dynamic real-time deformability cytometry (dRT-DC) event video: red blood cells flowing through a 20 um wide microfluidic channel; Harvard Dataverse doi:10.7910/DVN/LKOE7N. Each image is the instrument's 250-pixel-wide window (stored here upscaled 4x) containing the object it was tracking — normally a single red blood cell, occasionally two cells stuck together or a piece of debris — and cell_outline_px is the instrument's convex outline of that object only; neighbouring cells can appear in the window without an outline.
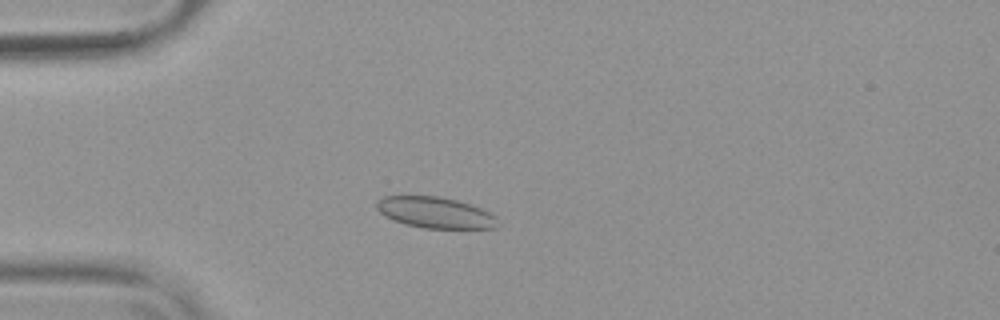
{"species": "common noctule bat (a hibernating species)", "species_latin": "Nyctalus noctula", "temperature_condition": "warm", "stored_images_in_passage": 47, "camera_frame_rate_fps": 3000, "um_per_image_px": 0.085, "animal": {"sex": "female", "body_mass_g": 19.9}, "frame": {"image": 1, "passage_image": 8, "time_ms": 2.333, "image_size_px": [1000, 320], "cell_outline_px": [[496, 228], [424, 228], [404, 224], [380, 212], [376, 208], [376, 200], [384, 196], [440, 196], [456, 200], [480, 208], [496, 216]], "centroid_in_image_um": [36.97, 18.06], "position_along_channel_um": 48.0, "area_um2": 21.62}}
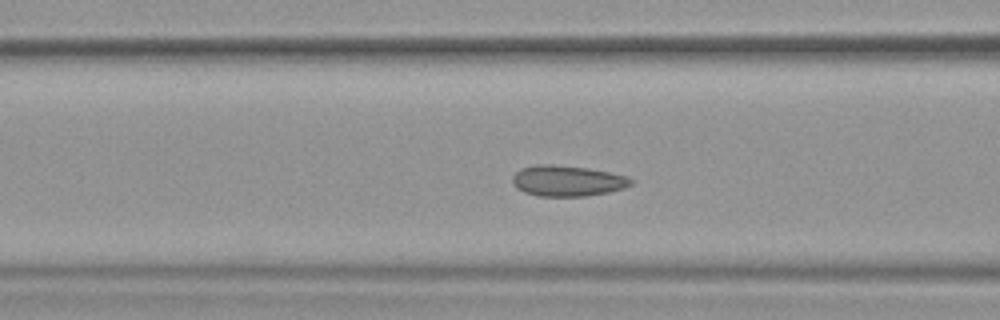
{"frame": {"image": 2, "passage_image": 15, "time_ms": 4.667, "image_size_px": [1000, 320], "cell_outline_px": [[632, 184], [624, 188], [608, 192], [588, 196], [536, 196], [524, 192], [516, 188], [512, 184], [512, 176], [520, 168], [536, 164], [552, 164], [588, 168], [628, 176], [632, 180]], "centroid_in_image_um": [48.19, 15.37], "position_along_channel_um": 118.4, "area_um2": 21.44}}
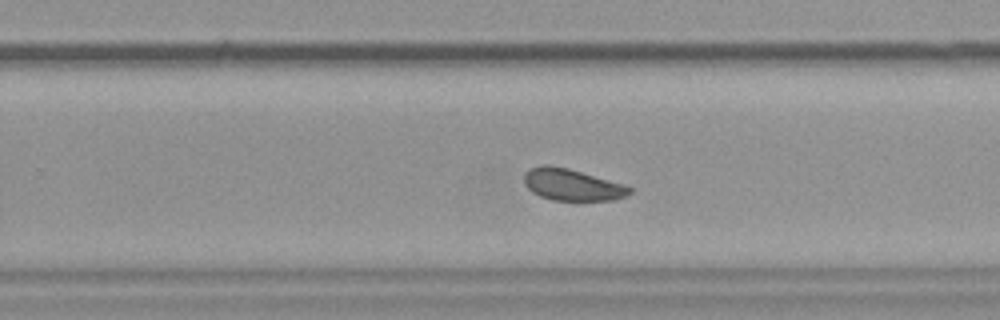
{"frame": {"image": 3, "passage_image": 28, "time_ms": 9.0, "image_size_px": [1000, 320], "cell_outline_px": [[632, 192], [628, 196], [616, 200], [552, 200], [540, 196], [532, 192], [524, 184], [524, 172], [528, 168], [540, 164], [552, 164], [568, 168], [624, 184], [632, 188]], "centroid_in_image_um": [48.61, 15.69], "position_along_channel_um": 281.2, "area_um2": 19.83}, "authors_computed_cell_mechanics": {"area_um2": 20.8658, "velocity_mm_per_s": 3.7693, "shape_relaxation_time_tau1_ms": 3.471, "shape_relaxation_time_tau2_ms": 0.9132, "deformation_change_tau1": 0.0577, "deformation_change_tau2": 0.049}}